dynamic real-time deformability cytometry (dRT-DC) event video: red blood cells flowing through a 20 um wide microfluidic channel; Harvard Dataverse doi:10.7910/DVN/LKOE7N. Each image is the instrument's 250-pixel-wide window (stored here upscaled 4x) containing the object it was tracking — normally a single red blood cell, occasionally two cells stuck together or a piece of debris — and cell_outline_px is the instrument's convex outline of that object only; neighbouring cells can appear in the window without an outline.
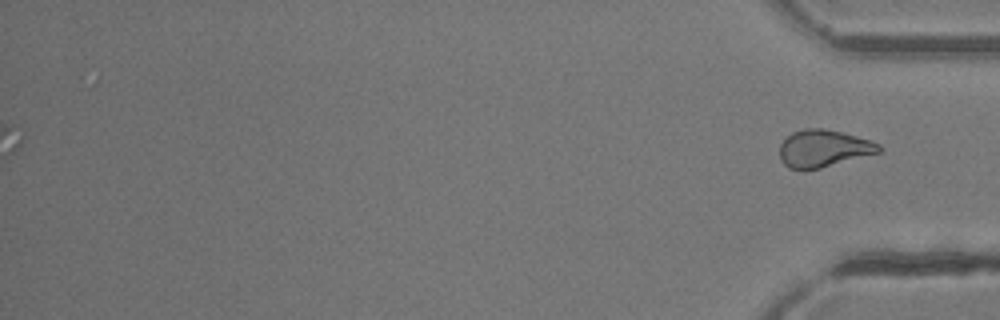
{"species": "common noctule bat (a hibernating species)", "species_latin": "Nyctalus noctula", "temperature_condition": "room temperature", "stored_images_in_passage": 37, "camera_frame_rate_fps": 3000, "um_per_image_px": 0.085, "animal": {"sex": "female"}, "frame": {"image": 1, "passage_image": 37, "time_ms": 12.0, "image_size_px": [1000, 320], "cell_outline_px": [[884, 148], [880, 152], [820, 168], [788, 168], [780, 160], [780, 144], [792, 132], [808, 128], [824, 128], [872, 140], [880, 144]], "centroid_in_image_um": [70.02, 12.6], "position_along_channel_um": 365.2, "area_um2": 21.33}}